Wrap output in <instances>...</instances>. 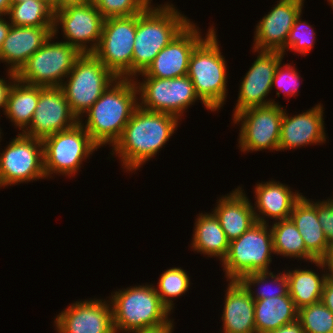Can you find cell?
<instances>
[{
    "mask_svg": "<svg viewBox=\"0 0 333 333\" xmlns=\"http://www.w3.org/2000/svg\"><path fill=\"white\" fill-rule=\"evenodd\" d=\"M103 301V302H102ZM110 301H76L55 318L58 333H115Z\"/></svg>",
    "mask_w": 333,
    "mask_h": 333,
    "instance_id": "e0dca14e",
    "label": "cell"
},
{
    "mask_svg": "<svg viewBox=\"0 0 333 333\" xmlns=\"http://www.w3.org/2000/svg\"><path fill=\"white\" fill-rule=\"evenodd\" d=\"M11 27L10 22H7L3 16H0V50L3 45V42L9 32V29Z\"/></svg>",
    "mask_w": 333,
    "mask_h": 333,
    "instance_id": "7bdbcfd3",
    "label": "cell"
},
{
    "mask_svg": "<svg viewBox=\"0 0 333 333\" xmlns=\"http://www.w3.org/2000/svg\"><path fill=\"white\" fill-rule=\"evenodd\" d=\"M256 25L254 52L280 51L295 19L302 13L304 0H279Z\"/></svg>",
    "mask_w": 333,
    "mask_h": 333,
    "instance_id": "d6986e66",
    "label": "cell"
},
{
    "mask_svg": "<svg viewBox=\"0 0 333 333\" xmlns=\"http://www.w3.org/2000/svg\"><path fill=\"white\" fill-rule=\"evenodd\" d=\"M197 25L190 23L155 57L142 77L172 79L186 76L189 58L195 47L203 40Z\"/></svg>",
    "mask_w": 333,
    "mask_h": 333,
    "instance_id": "ac0fdd59",
    "label": "cell"
},
{
    "mask_svg": "<svg viewBox=\"0 0 333 333\" xmlns=\"http://www.w3.org/2000/svg\"><path fill=\"white\" fill-rule=\"evenodd\" d=\"M92 3V0H61V9L68 6L84 5Z\"/></svg>",
    "mask_w": 333,
    "mask_h": 333,
    "instance_id": "ee69618b",
    "label": "cell"
},
{
    "mask_svg": "<svg viewBox=\"0 0 333 333\" xmlns=\"http://www.w3.org/2000/svg\"><path fill=\"white\" fill-rule=\"evenodd\" d=\"M254 193L256 207L253 210L256 220L265 224H267L265 218L268 217L275 219V221L289 219L294 205L303 196L299 192H292L288 185L274 180L257 184Z\"/></svg>",
    "mask_w": 333,
    "mask_h": 333,
    "instance_id": "603a6c76",
    "label": "cell"
},
{
    "mask_svg": "<svg viewBox=\"0 0 333 333\" xmlns=\"http://www.w3.org/2000/svg\"><path fill=\"white\" fill-rule=\"evenodd\" d=\"M333 8V0H327Z\"/></svg>",
    "mask_w": 333,
    "mask_h": 333,
    "instance_id": "c3c4849f",
    "label": "cell"
},
{
    "mask_svg": "<svg viewBox=\"0 0 333 333\" xmlns=\"http://www.w3.org/2000/svg\"><path fill=\"white\" fill-rule=\"evenodd\" d=\"M301 14L295 19L292 29L289 32L285 46L280 50L284 55L285 50H294L299 54L306 55L311 51L313 45L315 44L316 33L312 26H310L306 21H301Z\"/></svg>",
    "mask_w": 333,
    "mask_h": 333,
    "instance_id": "e575fe53",
    "label": "cell"
},
{
    "mask_svg": "<svg viewBox=\"0 0 333 333\" xmlns=\"http://www.w3.org/2000/svg\"><path fill=\"white\" fill-rule=\"evenodd\" d=\"M66 78L60 88L78 119L117 79L93 53L81 54Z\"/></svg>",
    "mask_w": 333,
    "mask_h": 333,
    "instance_id": "8992f818",
    "label": "cell"
},
{
    "mask_svg": "<svg viewBox=\"0 0 333 333\" xmlns=\"http://www.w3.org/2000/svg\"><path fill=\"white\" fill-rule=\"evenodd\" d=\"M152 0H92L104 18L140 14Z\"/></svg>",
    "mask_w": 333,
    "mask_h": 333,
    "instance_id": "d590c367",
    "label": "cell"
},
{
    "mask_svg": "<svg viewBox=\"0 0 333 333\" xmlns=\"http://www.w3.org/2000/svg\"><path fill=\"white\" fill-rule=\"evenodd\" d=\"M290 219L304 240L306 250L316 259L325 260L330 251L325 233L318 221L317 202L302 198L294 205Z\"/></svg>",
    "mask_w": 333,
    "mask_h": 333,
    "instance_id": "d4e9b609",
    "label": "cell"
},
{
    "mask_svg": "<svg viewBox=\"0 0 333 333\" xmlns=\"http://www.w3.org/2000/svg\"><path fill=\"white\" fill-rule=\"evenodd\" d=\"M318 221L330 246L333 245V199L317 202Z\"/></svg>",
    "mask_w": 333,
    "mask_h": 333,
    "instance_id": "74e56055",
    "label": "cell"
},
{
    "mask_svg": "<svg viewBox=\"0 0 333 333\" xmlns=\"http://www.w3.org/2000/svg\"><path fill=\"white\" fill-rule=\"evenodd\" d=\"M78 122L60 87L39 86V100L32 121L22 134L43 140Z\"/></svg>",
    "mask_w": 333,
    "mask_h": 333,
    "instance_id": "9a60e30c",
    "label": "cell"
},
{
    "mask_svg": "<svg viewBox=\"0 0 333 333\" xmlns=\"http://www.w3.org/2000/svg\"><path fill=\"white\" fill-rule=\"evenodd\" d=\"M313 263L321 267L322 270L323 268L326 270L327 267L328 274L333 277V245L330 247L328 257L325 260H315Z\"/></svg>",
    "mask_w": 333,
    "mask_h": 333,
    "instance_id": "b9f144b4",
    "label": "cell"
},
{
    "mask_svg": "<svg viewBox=\"0 0 333 333\" xmlns=\"http://www.w3.org/2000/svg\"><path fill=\"white\" fill-rule=\"evenodd\" d=\"M249 201L242 188L238 187L227 196L220 197L212 211L229 241L239 238L257 223L254 206Z\"/></svg>",
    "mask_w": 333,
    "mask_h": 333,
    "instance_id": "7402d4cb",
    "label": "cell"
},
{
    "mask_svg": "<svg viewBox=\"0 0 333 333\" xmlns=\"http://www.w3.org/2000/svg\"><path fill=\"white\" fill-rule=\"evenodd\" d=\"M138 91L133 78H117L85 112L87 121L79 122L92 141L101 147L113 146L138 107Z\"/></svg>",
    "mask_w": 333,
    "mask_h": 333,
    "instance_id": "7a4b0ae2",
    "label": "cell"
},
{
    "mask_svg": "<svg viewBox=\"0 0 333 333\" xmlns=\"http://www.w3.org/2000/svg\"><path fill=\"white\" fill-rule=\"evenodd\" d=\"M282 108L284 107L278 104L253 107L233 117L234 124L241 121L238 144L242 152L263 149L278 151L284 113Z\"/></svg>",
    "mask_w": 333,
    "mask_h": 333,
    "instance_id": "4fadbf2b",
    "label": "cell"
},
{
    "mask_svg": "<svg viewBox=\"0 0 333 333\" xmlns=\"http://www.w3.org/2000/svg\"><path fill=\"white\" fill-rule=\"evenodd\" d=\"M111 300L115 333L155 327L169 322L171 312L161 302L155 286L139 285L114 292Z\"/></svg>",
    "mask_w": 333,
    "mask_h": 333,
    "instance_id": "5b68a950",
    "label": "cell"
},
{
    "mask_svg": "<svg viewBox=\"0 0 333 333\" xmlns=\"http://www.w3.org/2000/svg\"><path fill=\"white\" fill-rule=\"evenodd\" d=\"M104 19L93 3L68 6L54 12L53 36L56 37L60 24L66 39L63 42L77 48L82 54L93 53L101 38Z\"/></svg>",
    "mask_w": 333,
    "mask_h": 333,
    "instance_id": "5bb4252c",
    "label": "cell"
},
{
    "mask_svg": "<svg viewBox=\"0 0 333 333\" xmlns=\"http://www.w3.org/2000/svg\"><path fill=\"white\" fill-rule=\"evenodd\" d=\"M268 227V223L257 222L239 238L229 242L227 255L222 261L228 281L239 280L251 272L269 271L274 247Z\"/></svg>",
    "mask_w": 333,
    "mask_h": 333,
    "instance_id": "52a82bcc",
    "label": "cell"
},
{
    "mask_svg": "<svg viewBox=\"0 0 333 333\" xmlns=\"http://www.w3.org/2000/svg\"><path fill=\"white\" fill-rule=\"evenodd\" d=\"M45 179L42 140L21 132L0 153V187Z\"/></svg>",
    "mask_w": 333,
    "mask_h": 333,
    "instance_id": "7c38bea8",
    "label": "cell"
},
{
    "mask_svg": "<svg viewBox=\"0 0 333 333\" xmlns=\"http://www.w3.org/2000/svg\"><path fill=\"white\" fill-rule=\"evenodd\" d=\"M281 64L280 62L276 68L272 87L277 86V90L279 89L280 92H284V95H289V97L296 95L299 92L300 75L297 73L296 68L292 67L290 64H284L283 67Z\"/></svg>",
    "mask_w": 333,
    "mask_h": 333,
    "instance_id": "8d00e7d4",
    "label": "cell"
},
{
    "mask_svg": "<svg viewBox=\"0 0 333 333\" xmlns=\"http://www.w3.org/2000/svg\"><path fill=\"white\" fill-rule=\"evenodd\" d=\"M259 55L249 71L240 82L238 100L233 117L246 109L263 107L275 103L274 100H265L270 90L277 66L282 62L284 55L280 51H257Z\"/></svg>",
    "mask_w": 333,
    "mask_h": 333,
    "instance_id": "2e32d148",
    "label": "cell"
},
{
    "mask_svg": "<svg viewBox=\"0 0 333 333\" xmlns=\"http://www.w3.org/2000/svg\"><path fill=\"white\" fill-rule=\"evenodd\" d=\"M256 333H267L298 319V309L289 295L254 301Z\"/></svg>",
    "mask_w": 333,
    "mask_h": 333,
    "instance_id": "484cf974",
    "label": "cell"
},
{
    "mask_svg": "<svg viewBox=\"0 0 333 333\" xmlns=\"http://www.w3.org/2000/svg\"><path fill=\"white\" fill-rule=\"evenodd\" d=\"M7 16L15 26L54 27V12L43 0L11 4Z\"/></svg>",
    "mask_w": 333,
    "mask_h": 333,
    "instance_id": "4dcf8cb0",
    "label": "cell"
},
{
    "mask_svg": "<svg viewBox=\"0 0 333 333\" xmlns=\"http://www.w3.org/2000/svg\"><path fill=\"white\" fill-rule=\"evenodd\" d=\"M53 12L61 10V0H43Z\"/></svg>",
    "mask_w": 333,
    "mask_h": 333,
    "instance_id": "bcb514c9",
    "label": "cell"
},
{
    "mask_svg": "<svg viewBox=\"0 0 333 333\" xmlns=\"http://www.w3.org/2000/svg\"><path fill=\"white\" fill-rule=\"evenodd\" d=\"M267 333H305L301 326L300 321L297 319L291 323L285 324L278 329L269 331Z\"/></svg>",
    "mask_w": 333,
    "mask_h": 333,
    "instance_id": "60d3db41",
    "label": "cell"
},
{
    "mask_svg": "<svg viewBox=\"0 0 333 333\" xmlns=\"http://www.w3.org/2000/svg\"><path fill=\"white\" fill-rule=\"evenodd\" d=\"M53 37L50 36L16 73L20 82L42 87H60L64 82L82 53L66 42H51Z\"/></svg>",
    "mask_w": 333,
    "mask_h": 333,
    "instance_id": "ba28073f",
    "label": "cell"
},
{
    "mask_svg": "<svg viewBox=\"0 0 333 333\" xmlns=\"http://www.w3.org/2000/svg\"><path fill=\"white\" fill-rule=\"evenodd\" d=\"M53 35V27L11 25L0 50V61L17 73L27 60Z\"/></svg>",
    "mask_w": 333,
    "mask_h": 333,
    "instance_id": "44dd1931",
    "label": "cell"
},
{
    "mask_svg": "<svg viewBox=\"0 0 333 333\" xmlns=\"http://www.w3.org/2000/svg\"><path fill=\"white\" fill-rule=\"evenodd\" d=\"M177 116L137 107L123 133L113 145L112 155L121 158L123 169L138 170L165 146L178 128Z\"/></svg>",
    "mask_w": 333,
    "mask_h": 333,
    "instance_id": "6da1fadb",
    "label": "cell"
},
{
    "mask_svg": "<svg viewBox=\"0 0 333 333\" xmlns=\"http://www.w3.org/2000/svg\"><path fill=\"white\" fill-rule=\"evenodd\" d=\"M298 320L305 333H333V313L321 301L299 309Z\"/></svg>",
    "mask_w": 333,
    "mask_h": 333,
    "instance_id": "836d02e7",
    "label": "cell"
},
{
    "mask_svg": "<svg viewBox=\"0 0 333 333\" xmlns=\"http://www.w3.org/2000/svg\"><path fill=\"white\" fill-rule=\"evenodd\" d=\"M285 111L281 122L278 151L325 143L327 138L321 104L293 117L288 116Z\"/></svg>",
    "mask_w": 333,
    "mask_h": 333,
    "instance_id": "ffe728a7",
    "label": "cell"
},
{
    "mask_svg": "<svg viewBox=\"0 0 333 333\" xmlns=\"http://www.w3.org/2000/svg\"><path fill=\"white\" fill-rule=\"evenodd\" d=\"M9 81L0 78V108H3L5 113L8 95L10 92L11 87L13 86L14 82L17 80V74L12 71H8Z\"/></svg>",
    "mask_w": 333,
    "mask_h": 333,
    "instance_id": "f35d334b",
    "label": "cell"
},
{
    "mask_svg": "<svg viewBox=\"0 0 333 333\" xmlns=\"http://www.w3.org/2000/svg\"><path fill=\"white\" fill-rule=\"evenodd\" d=\"M321 302L333 313V277L330 275L323 285Z\"/></svg>",
    "mask_w": 333,
    "mask_h": 333,
    "instance_id": "ab89813d",
    "label": "cell"
},
{
    "mask_svg": "<svg viewBox=\"0 0 333 333\" xmlns=\"http://www.w3.org/2000/svg\"><path fill=\"white\" fill-rule=\"evenodd\" d=\"M11 6V0H0V16H7Z\"/></svg>",
    "mask_w": 333,
    "mask_h": 333,
    "instance_id": "f6af8a7d",
    "label": "cell"
},
{
    "mask_svg": "<svg viewBox=\"0 0 333 333\" xmlns=\"http://www.w3.org/2000/svg\"><path fill=\"white\" fill-rule=\"evenodd\" d=\"M152 6L150 3L140 14H136L132 60L134 79L144 72L158 53L191 23L190 19L175 9L173 4Z\"/></svg>",
    "mask_w": 333,
    "mask_h": 333,
    "instance_id": "3957f363",
    "label": "cell"
},
{
    "mask_svg": "<svg viewBox=\"0 0 333 333\" xmlns=\"http://www.w3.org/2000/svg\"><path fill=\"white\" fill-rule=\"evenodd\" d=\"M42 143L46 178L53 173L75 175L82 161L99 148L80 122L46 137Z\"/></svg>",
    "mask_w": 333,
    "mask_h": 333,
    "instance_id": "9c48e42d",
    "label": "cell"
},
{
    "mask_svg": "<svg viewBox=\"0 0 333 333\" xmlns=\"http://www.w3.org/2000/svg\"><path fill=\"white\" fill-rule=\"evenodd\" d=\"M136 14L105 18L98 47L93 54L117 78H132Z\"/></svg>",
    "mask_w": 333,
    "mask_h": 333,
    "instance_id": "30bf717a",
    "label": "cell"
},
{
    "mask_svg": "<svg viewBox=\"0 0 333 333\" xmlns=\"http://www.w3.org/2000/svg\"><path fill=\"white\" fill-rule=\"evenodd\" d=\"M327 272L320 277L310 269L287 270L289 296L298 310L321 301L323 285L329 276Z\"/></svg>",
    "mask_w": 333,
    "mask_h": 333,
    "instance_id": "f1b7e54d",
    "label": "cell"
},
{
    "mask_svg": "<svg viewBox=\"0 0 333 333\" xmlns=\"http://www.w3.org/2000/svg\"><path fill=\"white\" fill-rule=\"evenodd\" d=\"M213 27L192 51L187 76L206 109L219 110L226 101L227 65Z\"/></svg>",
    "mask_w": 333,
    "mask_h": 333,
    "instance_id": "277c9868",
    "label": "cell"
},
{
    "mask_svg": "<svg viewBox=\"0 0 333 333\" xmlns=\"http://www.w3.org/2000/svg\"><path fill=\"white\" fill-rule=\"evenodd\" d=\"M157 284L158 287L155 288L156 292L159 295L161 302L171 312L174 308L173 298L182 296L183 293L185 294V292L189 290L190 278L181 267H173L164 271L160 275Z\"/></svg>",
    "mask_w": 333,
    "mask_h": 333,
    "instance_id": "d6a6232c",
    "label": "cell"
},
{
    "mask_svg": "<svg viewBox=\"0 0 333 333\" xmlns=\"http://www.w3.org/2000/svg\"><path fill=\"white\" fill-rule=\"evenodd\" d=\"M39 100V86L20 82L10 89L5 114L22 133L29 127Z\"/></svg>",
    "mask_w": 333,
    "mask_h": 333,
    "instance_id": "83f0119b",
    "label": "cell"
},
{
    "mask_svg": "<svg viewBox=\"0 0 333 333\" xmlns=\"http://www.w3.org/2000/svg\"><path fill=\"white\" fill-rule=\"evenodd\" d=\"M269 278V279H268ZM271 278V281H270ZM268 280V281H267ZM248 291L250 296L253 298L254 301L256 300H262V299H267V298H274L278 296H283V295H289V290H288V278L286 275V271L284 273H278V274H273L271 271H263V272H251L243 275L239 280H238ZM276 285L277 287L276 291L272 289H264V287L267 286V284ZM272 284H271V283ZM262 284H264L263 289L260 291H253L252 290V285L255 287ZM269 286V285H268ZM268 288V287H266ZM270 288V286H269ZM259 289V288H258Z\"/></svg>",
    "mask_w": 333,
    "mask_h": 333,
    "instance_id": "1f68e13d",
    "label": "cell"
},
{
    "mask_svg": "<svg viewBox=\"0 0 333 333\" xmlns=\"http://www.w3.org/2000/svg\"><path fill=\"white\" fill-rule=\"evenodd\" d=\"M224 300L223 333H256L254 300L238 280H229Z\"/></svg>",
    "mask_w": 333,
    "mask_h": 333,
    "instance_id": "cb8c5ba5",
    "label": "cell"
},
{
    "mask_svg": "<svg viewBox=\"0 0 333 333\" xmlns=\"http://www.w3.org/2000/svg\"><path fill=\"white\" fill-rule=\"evenodd\" d=\"M274 254L299 258L313 263L316 259L306 250L304 240L296 225L289 219L279 220L272 225Z\"/></svg>",
    "mask_w": 333,
    "mask_h": 333,
    "instance_id": "f546056e",
    "label": "cell"
},
{
    "mask_svg": "<svg viewBox=\"0 0 333 333\" xmlns=\"http://www.w3.org/2000/svg\"><path fill=\"white\" fill-rule=\"evenodd\" d=\"M144 79L142 82L135 81L140 95L139 101L141 99L138 101V106L142 109L172 114L180 119L189 105L200 100L187 75L172 79L154 77H144Z\"/></svg>",
    "mask_w": 333,
    "mask_h": 333,
    "instance_id": "8fae6325",
    "label": "cell"
},
{
    "mask_svg": "<svg viewBox=\"0 0 333 333\" xmlns=\"http://www.w3.org/2000/svg\"><path fill=\"white\" fill-rule=\"evenodd\" d=\"M195 220L191 243L193 250L209 257H218L222 262L227 255L230 241L221 228L218 218L211 212L201 213Z\"/></svg>",
    "mask_w": 333,
    "mask_h": 333,
    "instance_id": "4316f807",
    "label": "cell"
},
{
    "mask_svg": "<svg viewBox=\"0 0 333 333\" xmlns=\"http://www.w3.org/2000/svg\"><path fill=\"white\" fill-rule=\"evenodd\" d=\"M27 0H11V4H18Z\"/></svg>",
    "mask_w": 333,
    "mask_h": 333,
    "instance_id": "7dc6e473",
    "label": "cell"
}]
</instances>
